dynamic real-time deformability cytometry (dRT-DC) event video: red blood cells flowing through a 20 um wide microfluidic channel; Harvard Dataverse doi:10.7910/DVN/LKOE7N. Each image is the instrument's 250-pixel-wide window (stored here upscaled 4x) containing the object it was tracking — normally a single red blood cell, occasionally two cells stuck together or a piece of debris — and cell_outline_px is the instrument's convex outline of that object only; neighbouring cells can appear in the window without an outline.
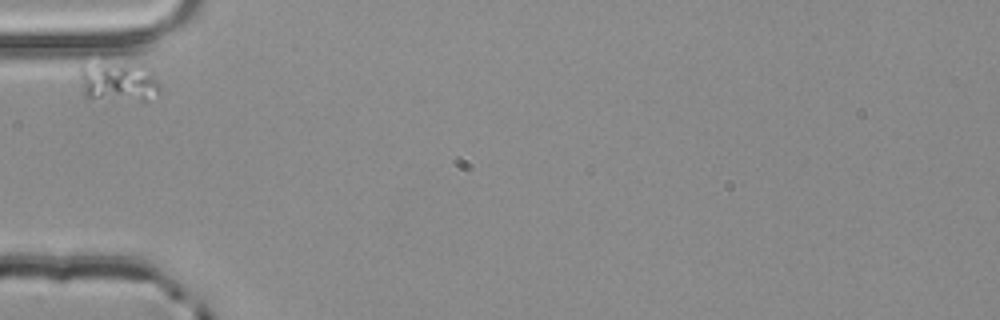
{"species": "common noctule bat (a hibernating species)", "species_latin": "Nyctalus noctula", "temperature_condition": "room temperature", "stored_images_in_passage": 1, "camera_frame_rate_fps": 3000, "um_per_image_px": 0.085, "animal": {"sex": "male", "body_mass_g": 20.4}, "frame": {"image": 1, "passage_image": 1, "time_ms": 0.0, "image_size_px": [1000, 320], "cell_outline_px": [[160, 92], [144, 100], [140, 100], [84, 96], [80, 76], [80, 64], [148, 64], [152, 68], [160, 88]], "centroid_in_image_um": [10.12, 6.9], "position_along_channel_um": 74.9, "area_um2": 18.26}}